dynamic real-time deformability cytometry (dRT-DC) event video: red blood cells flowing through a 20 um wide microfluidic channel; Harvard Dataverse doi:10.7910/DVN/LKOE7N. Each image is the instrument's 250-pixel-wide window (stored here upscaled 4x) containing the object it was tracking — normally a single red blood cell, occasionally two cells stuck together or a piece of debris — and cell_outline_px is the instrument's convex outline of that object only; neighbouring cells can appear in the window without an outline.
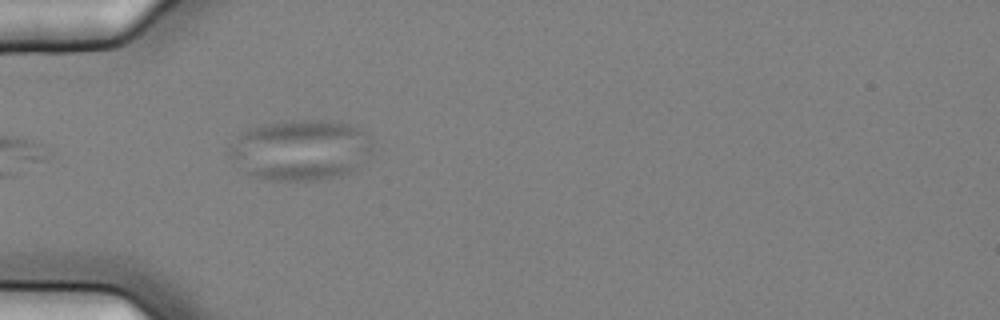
{"species": "common noctule bat (a hibernating species)", "species_latin": "Nyctalus noctula", "temperature_condition": "cold", "stored_images_in_passage": 2, "camera_frame_rate_fps": 3000, "um_per_image_px": 0.085, "animal": {"sex": "female", "body_mass_g": 25.1}, "frame": {"image": 1, "passage_image": 2, "time_ms": 0.333, "image_size_px": [1000, 320], "cell_outline_px": [[372, 148], [356, 168], [348, 172], [320, 180], [268, 180], [252, 176], [224, 152], [236, 136], [240, 132], [264, 124], [292, 120], [332, 120], [356, 124], [368, 136], [372, 144]], "centroid_in_image_um": [25.51, 12.72], "position_along_channel_um": 59.5, "area_um2": 50.69}}